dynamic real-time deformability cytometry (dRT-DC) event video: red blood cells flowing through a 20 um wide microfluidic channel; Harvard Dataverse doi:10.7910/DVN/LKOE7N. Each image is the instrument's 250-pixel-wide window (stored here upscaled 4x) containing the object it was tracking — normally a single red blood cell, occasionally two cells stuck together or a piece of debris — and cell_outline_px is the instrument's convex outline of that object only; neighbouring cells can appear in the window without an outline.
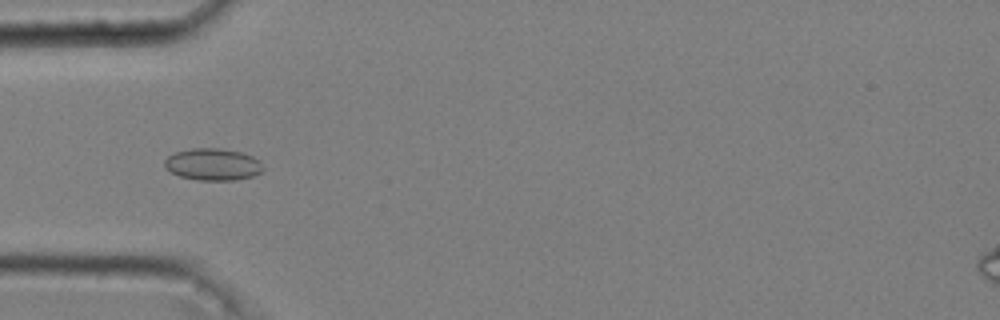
{"species": "common noctule bat (a hibernating species)", "species_latin": "Nyctalus noctula", "temperature_condition": "cold", "stored_images_in_passage": 42, "camera_frame_rate_fps": 3000, "um_per_image_px": 0.085, "animal": {"sex": "male", "body_mass_g": 20.4}, "frame": {"image": 1, "passage_image": 6, "time_ms": 1.667, "image_size_px": [1000, 320], "cell_outline_px": [[264, 172], [252, 176], [236, 180], [196, 180], [180, 176], [164, 168], [164, 160], [168, 156], [176, 152], [192, 148], [220, 148], [240, 152], [252, 156], [260, 160], [264, 168]], "centroid_in_image_um": [18.11, 13.98], "position_along_channel_um": 66.9, "area_um2": 18.5}}
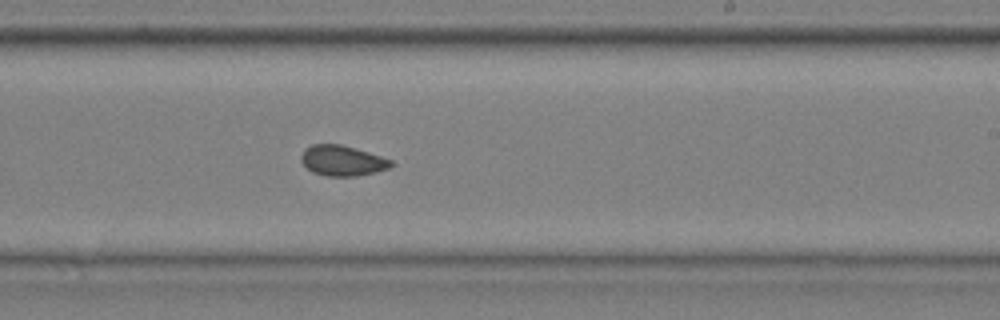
{"frame": {"image": 2, "passage_image": 22, "time_ms": 7.0, "image_size_px": [1000, 320], "cell_outline_px": [[396, 164], [388, 168], [376, 172], [356, 176], [328, 176], [312, 172], [300, 160], [300, 156], [304, 148], [312, 144], [340, 144], [356, 148], [392, 160]], "centroid_in_image_um": [29.1, 13.65], "position_along_channel_um": 259.9, "area_um2": 16.01}}
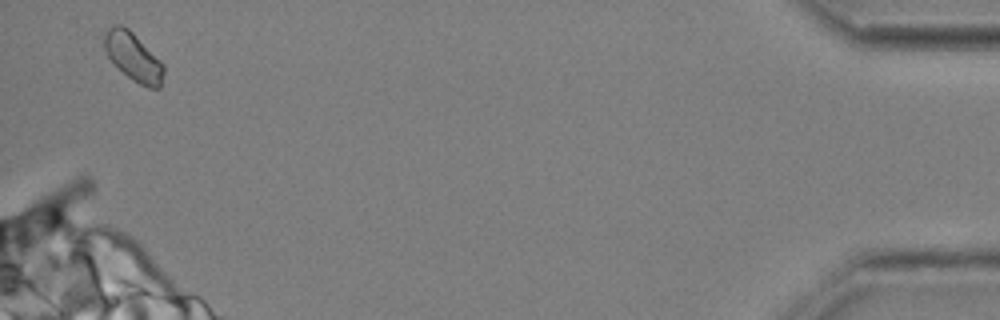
{"frame": {"image": 3, "passage_image": 41, "time_ms": 13.333, "image_size_px": [1000, 320], "cell_outline_px": [[164, 72], [160, 88], [148, 88], [132, 80], [108, 56], [100, 40], [104, 32], [108, 28], [116, 24], [120, 24], [128, 28], [164, 64]], "centroid_in_image_um": [11.3, 4.8], "position_along_channel_um": 423.9, "area_um2": 16.65}, "authors_computed_cell_mechanics": {"area_um2": 16.184, "velocity_mm_per_s": 3.6264, "shape_relaxation_time_tau1_ms": null, "shape_relaxation_time_tau2_ms": 3.0777, "deformation_change_tau1": null, "deformation_change_tau2": 0.0589}}